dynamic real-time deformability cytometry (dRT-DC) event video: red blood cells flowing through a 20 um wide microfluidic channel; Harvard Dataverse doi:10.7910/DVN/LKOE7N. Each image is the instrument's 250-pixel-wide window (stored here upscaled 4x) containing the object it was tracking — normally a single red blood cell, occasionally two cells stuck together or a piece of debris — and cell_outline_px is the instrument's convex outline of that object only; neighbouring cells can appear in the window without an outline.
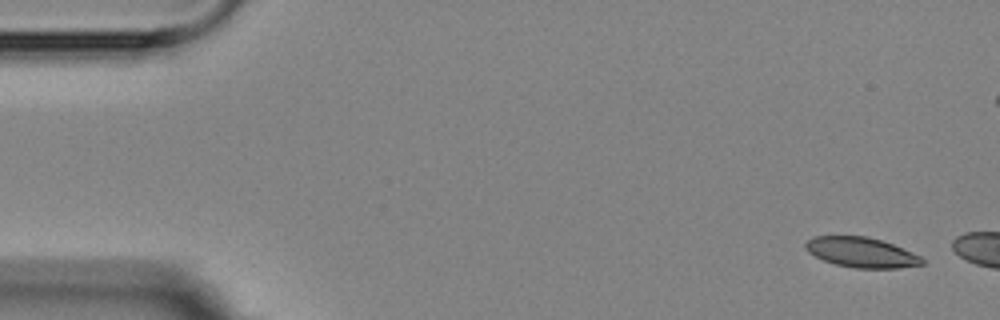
{"species": "Egyptian fruit bat (a non-hibernating species)", "species_latin": "Rousettus aegyptiacus", "temperature_condition": "room temperature", "stored_images_in_passage": 2, "camera_frame_rate_fps": 3000, "um_per_image_px": 0.085, "animal": {"sex": "female"}, "frame": {"image": 1, "passage_image": 1, "time_ms": 0.0, "image_size_px": [1000, 320], "cell_outline_px": [[924, 264], [900, 268], [856, 268], [836, 264], [824, 260], [808, 252], [804, 248], [804, 244], [812, 236], [868, 236], [892, 244], [920, 256], [924, 260]], "centroid_in_image_um": [73.2, 21.45], "position_along_channel_um": 11.8, "area_um2": 20.29}}